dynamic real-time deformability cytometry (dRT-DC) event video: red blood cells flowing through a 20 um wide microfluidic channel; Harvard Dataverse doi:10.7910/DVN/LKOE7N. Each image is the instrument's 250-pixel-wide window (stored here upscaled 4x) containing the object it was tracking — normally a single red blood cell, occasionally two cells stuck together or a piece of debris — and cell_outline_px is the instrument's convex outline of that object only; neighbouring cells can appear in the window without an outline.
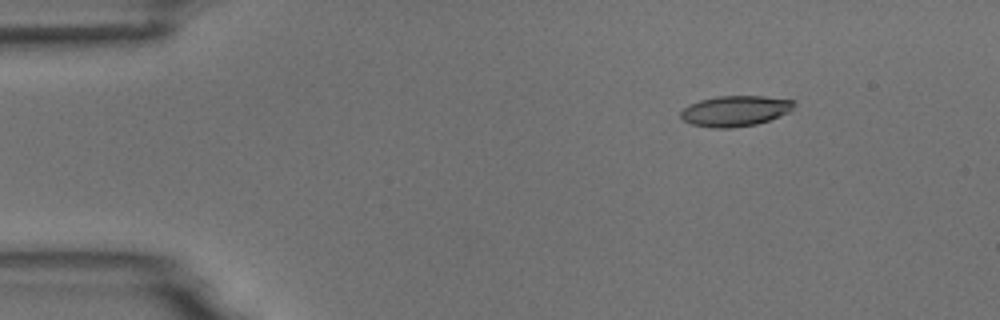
{"species": "common noctule bat (a hibernating species)", "species_latin": "Nyctalus noctula", "temperature_condition": "room temperature", "stored_images_in_passage": 5, "camera_frame_rate_fps": 3000, "um_per_image_px": 0.085, "animal": {"sex": "male", "body_mass_g": 18.8}, "frame": {"image": 1, "passage_image": 3, "time_ms": 2.333, "image_size_px": [1000, 320], "cell_outline_px": [[796, 104], [792, 112], [756, 124], [732, 128], [712, 128], [692, 124], [684, 120], [680, 116], [680, 112], [688, 104], [700, 100], [716, 96], [764, 96], [796, 100]], "centroid_in_image_um": [62.53, 9.42], "position_along_channel_um": 22.5, "area_um2": 20.46}}